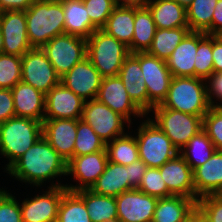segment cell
<instances>
[{
    "instance_id": "52a82bcc",
    "label": "cell",
    "mask_w": 222,
    "mask_h": 222,
    "mask_svg": "<svg viewBox=\"0 0 222 222\" xmlns=\"http://www.w3.org/2000/svg\"><path fill=\"white\" fill-rule=\"evenodd\" d=\"M151 120L169 137L180 151L188 141L202 130L203 117L169 108H152Z\"/></svg>"
},
{
    "instance_id": "e0dca14e",
    "label": "cell",
    "mask_w": 222,
    "mask_h": 222,
    "mask_svg": "<svg viewBox=\"0 0 222 222\" xmlns=\"http://www.w3.org/2000/svg\"><path fill=\"white\" fill-rule=\"evenodd\" d=\"M96 99L124 117L129 124L131 115L137 118L146 116L131 100L118 76L103 78Z\"/></svg>"
},
{
    "instance_id": "5b68a950",
    "label": "cell",
    "mask_w": 222,
    "mask_h": 222,
    "mask_svg": "<svg viewBox=\"0 0 222 222\" xmlns=\"http://www.w3.org/2000/svg\"><path fill=\"white\" fill-rule=\"evenodd\" d=\"M129 55V49L124 43L102 29L95 30L87 39L86 57L103 78L118 76Z\"/></svg>"
},
{
    "instance_id": "f907efd6",
    "label": "cell",
    "mask_w": 222,
    "mask_h": 222,
    "mask_svg": "<svg viewBox=\"0 0 222 222\" xmlns=\"http://www.w3.org/2000/svg\"><path fill=\"white\" fill-rule=\"evenodd\" d=\"M222 34V0H218L212 16V35Z\"/></svg>"
},
{
    "instance_id": "4dcf8cb0",
    "label": "cell",
    "mask_w": 222,
    "mask_h": 222,
    "mask_svg": "<svg viewBox=\"0 0 222 222\" xmlns=\"http://www.w3.org/2000/svg\"><path fill=\"white\" fill-rule=\"evenodd\" d=\"M101 29L128 47L134 35V7L116 6Z\"/></svg>"
},
{
    "instance_id": "11a10c76",
    "label": "cell",
    "mask_w": 222,
    "mask_h": 222,
    "mask_svg": "<svg viewBox=\"0 0 222 222\" xmlns=\"http://www.w3.org/2000/svg\"><path fill=\"white\" fill-rule=\"evenodd\" d=\"M3 53V35H2V31L0 28V54Z\"/></svg>"
},
{
    "instance_id": "c3c4849f",
    "label": "cell",
    "mask_w": 222,
    "mask_h": 222,
    "mask_svg": "<svg viewBox=\"0 0 222 222\" xmlns=\"http://www.w3.org/2000/svg\"><path fill=\"white\" fill-rule=\"evenodd\" d=\"M213 73L222 72V39L212 35Z\"/></svg>"
},
{
    "instance_id": "1f68e13d",
    "label": "cell",
    "mask_w": 222,
    "mask_h": 222,
    "mask_svg": "<svg viewBox=\"0 0 222 222\" xmlns=\"http://www.w3.org/2000/svg\"><path fill=\"white\" fill-rule=\"evenodd\" d=\"M215 151L214 144L202 129L188 141L179 154L194 170L210 159Z\"/></svg>"
},
{
    "instance_id": "60d3db41",
    "label": "cell",
    "mask_w": 222,
    "mask_h": 222,
    "mask_svg": "<svg viewBox=\"0 0 222 222\" xmlns=\"http://www.w3.org/2000/svg\"><path fill=\"white\" fill-rule=\"evenodd\" d=\"M202 129L216 150L222 151V107H211L203 116Z\"/></svg>"
},
{
    "instance_id": "681fc988",
    "label": "cell",
    "mask_w": 222,
    "mask_h": 222,
    "mask_svg": "<svg viewBox=\"0 0 222 222\" xmlns=\"http://www.w3.org/2000/svg\"><path fill=\"white\" fill-rule=\"evenodd\" d=\"M35 0H0V12L3 11H26Z\"/></svg>"
},
{
    "instance_id": "f35d334b",
    "label": "cell",
    "mask_w": 222,
    "mask_h": 222,
    "mask_svg": "<svg viewBox=\"0 0 222 222\" xmlns=\"http://www.w3.org/2000/svg\"><path fill=\"white\" fill-rule=\"evenodd\" d=\"M22 76L21 57L9 54H0V88L12 89Z\"/></svg>"
},
{
    "instance_id": "44dd1931",
    "label": "cell",
    "mask_w": 222,
    "mask_h": 222,
    "mask_svg": "<svg viewBox=\"0 0 222 222\" xmlns=\"http://www.w3.org/2000/svg\"><path fill=\"white\" fill-rule=\"evenodd\" d=\"M195 202L205 195L222 194V151L216 150L204 164L193 170Z\"/></svg>"
},
{
    "instance_id": "6da1fadb",
    "label": "cell",
    "mask_w": 222,
    "mask_h": 222,
    "mask_svg": "<svg viewBox=\"0 0 222 222\" xmlns=\"http://www.w3.org/2000/svg\"><path fill=\"white\" fill-rule=\"evenodd\" d=\"M6 173L18 181L40 187L47 180L49 182L55 177L67 176V162L42 136L6 170Z\"/></svg>"
},
{
    "instance_id": "ba28073f",
    "label": "cell",
    "mask_w": 222,
    "mask_h": 222,
    "mask_svg": "<svg viewBox=\"0 0 222 222\" xmlns=\"http://www.w3.org/2000/svg\"><path fill=\"white\" fill-rule=\"evenodd\" d=\"M60 77L86 58L87 39L70 34H61L41 47Z\"/></svg>"
},
{
    "instance_id": "e575fe53",
    "label": "cell",
    "mask_w": 222,
    "mask_h": 222,
    "mask_svg": "<svg viewBox=\"0 0 222 222\" xmlns=\"http://www.w3.org/2000/svg\"><path fill=\"white\" fill-rule=\"evenodd\" d=\"M132 136L129 132L106 144L108 161L127 166L139 159L136 138Z\"/></svg>"
},
{
    "instance_id": "30bf717a",
    "label": "cell",
    "mask_w": 222,
    "mask_h": 222,
    "mask_svg": "<svg viewBox=\"0 0 222 222\" xmlns=\"http://www.w3.org/2000/svg\"><path fill=\"white\" fill-rule=\"evenodd\" d=\"M81 119L88 123L105 144L125 133L124 124L129 122L97 99L84 102Z\"/></svg>"
},
{
    "instance_id": "ab89813d",
    "label": "cell",
    "mask_w": 222,
    "mask_h": 222,
    "mask_svg": "<svg viewBox=\"0 0 222 222\" xmlns=\"http://www.w3.org/2000/svg\"><path fill=\"white\" fill-rule=\"evenodd\" d=\"M138 190L157 198L173 196L162 179L160 169L154 167L147 168L138 186Z\"/></svg>"
},
{
    "instance_id": "d4e9b609",
    "label": "cell",
    "mask_w": 222,
    "mask_h": 222,
    "mask_svg": "<svg viewBox=\"0 0 222 222\" xmlns=\"http://www.w3.org/2000/svg\"><path fill=\"white\" fill-rule=\"evenodd\" d=\"M90 190L99 195L112 197L129 191L128 165L108 161L104 172Z\"/></svg>"
},
{
    "instance_id": "f546056e",
    "label": "cell",
    "mask_w": 222,
    "mask_h": 222,
    "mask_svg": "<svg viewBox=\"0 0 222 222\" xmlns=\"http://www.w3.org/2000/svg\"><path fill=\"white\" fill-rule=\"evenodd\" d=\"M157 27L148 7L134 8V35L128 46L130 54L147 52L150 48Z\"/></svg>"
},
{
    "instance_id": "836d02e7",
    "label": "cell",
    "mask_w": 222,
    "mask_h": 222,
    "mask_svg": "<svg viewBox=\"0 0 222 222\" xmlns=\"http://www.w3.org/2000/svg\"><path fill=\"white\" fill-rule=\"evenodd\" d=\"M218 0H193L186 8L187 25L191 31L212 35V16Z\"/></svg>"
},
{
    "instance_id": "2e32d148",
    "label": "cell",
    "mask_w": 222,
    "mask_h": 222,
    "mask_svg": "<svg viewBox=\"0 0 222 222\" xmlns=\"http://www.w3.org/2000/svg\"><path fill=\"white\" fill-rule=\"evenodd\" d=\"M103 77L86 57L61 77V83L84 101L96 99Z\"/></svg>"
},
{
    "instance_id": "8992f818",
    "label": "cell",
    "mask_w": 222,
    "mask_h": 222,
    "mask_svg": "<svg viewBox=\"0 0 222 222\" xmlns=\"http://www.w3.org/2000/svg\"><path fill=\"white\" fill-rule=\"evenodd\" d=\"M139 158L147 167L159 168L179 154L169 137L149 118L137 129Z\"/></svg>"
},
{
    "instance_id": "816d5d0a",
    "label": "cell",
    "mask_w": 222,
    "mask_h": 222,
    "mask_svg": "<svg viewBox=\"0 0 222 222\" xmlns=\"http://www.w3.org/2000/svg\"><path fill=\"white\" fill-rule=\"evenodd\" d=\"M151 0H115L116 6L145 8Z\"/></svg>"
},
{
    "instance_id": "cb8c5ba5",
    "label": "cell",
    "mask_w": 222,
    "mask_h": 222,
    "mask_svg": "<svg viewBox=\"0 0 222 222\" xmlns=\"http://www.w3.org/2000/svg\"><path fill=\"white\" fill-rule=\"evenodd\" d=\"M198 32L190 31L166 60L173 77H195Z\"/></svg>"
},
{
    "instance_id": "9c48e42d",
    "label": "cell",
    "mask_w": 222,
    "mask_h": 222,
    "mask_svg": "<svg viewBox=\"0 0 222 222\" xmlns=\"http://www.w3.org/2000/svg\"><path fill=\"white\" fill-rule=\"evenodd\" d=\"M140 63L148 93V114L154 106L162 104L168 95L173 78L166 61L147 52L132 54Z\"/></svg>"
},
{
    "instance_id": "d590c367",
    "label": "cell",
    "mask_w": 222,
    "mask_h": 222,
    "mask_svg": "<svg viewBox=\"0 0 222 222\" xmlns=\"http://www.w3.org/2000/svg\"><path fill=\"white\" fill-rule=\"evenodd\" d=\"M57 222H92L85 202L75 193L67 191L61 199Z\"/></svg>"
},
{
    "instance_id": "ee69618b",
    "label": "cell",
    "mask_w": 222,
    "mask_h": 222,
    "mask_svg": "<svg viewBox=\"0 0 222 222\" xmlns=\"http://www.w3.org/2000/svg\"><path fill=\"white\" fill-rule=\"evenodd\" d=\"M0 222H23L20 203L15 196L0 188Z\"/></svg>"
},
{
    "instance_id": "4fadbf2b",
    "label": "cell",
    "mask_w": 222,
    "mask_h": 222,
    "mask_svg": "<svg viewBox=\"0 0 222 222\" xmlns=\"http://www.w3.org/2000/svg\"><path fill=\"white\" fill-rule=\"evenodd\" d=\"M108 163L107 152L102 150L83 156H74L67 162V175L74 177L79 184L64 187L70 192L91 189Z\"/></svg>"
},
{
    "instance_id": "ffe728a7",
    "label": "cell",
    "mask_w": 222,
    "mask_h": 222,
    "mask_svg": "<svg viewBox=\"0 0 222 222\" xmlns=\"http://www.w3.org/2000/svg\"><path fill=\"white\" fill-rule=\"evenodd\" d=\"M159 169L162 179L173 196L189 197L195 201L193 170L180 154Z\"/></svg>"
},
{
    "instance_id": "7402d4cb",
    "label": "cell",
    "mask_w": 222,
    "mask_h": 222,
    "mask_svg": "<svg viewBox=\"0 0 222 222\" xmlns=\"http://www.w3.org/2000/svg\"><path fill=\"white\" fill-rule=\"evenodd\" d=\"M142 76L143 72L139 61L130 54L123 62L118 77L122 80L126 92L134 104L145 115H148V93Z\"/></svg>"
},
{
    "instance_id": "bcb514c9",
    "label": "cell",
    "mask_w": 222,
    "mask_h": 222,
    "mask_svg": "<svg viewBox=\"0 0 222 222\" xmlns=\"http://www.w3.org/2000/svg\"><path fill=\"white\" fill-rule=\"evenodd\" d=\"M15 116L11 89L0 88V124Z\"/></svg>"
},
{
    "instance_id": "f6af8a7d",
    "label": "cell",
    "mask_w": 222,
    "mask_h": 222,
    "mask_svg": "<svg viewBox=\"0 0 222 222\" xmlns=\"http://www.w3.org/2000/svg\"><path fill=\"white\" fill-rule=\"evenodd\" d=\"M207 98L211 107H222V72L211 74L206 80ZM217 98L216 100L214 98ZM214 99V100H213ZM220 101L216 102V101ZM219 103V104H218Z\"/></svg>"
},
{
    "instance_id": "7c38bea8",
    "label": "cell",
    "mask_w": 222,
    "mask_h": 222,
    "mask_svg": "<svg viewBox=\"0 0 222 222\" xmlns=\"http://www.w3.org/2000/svg\"><path fill=\"white\" fill-rule=\"evenodd\" d=\"M68 190L63 184L51 181L48 191L34 198H26L20 203L23 222H57L58 209L62 196Z\"/></svg>"
},
{
    "instance_id": "f5cc1de1",
    "label": "cell",
    "mask_w": 222,
    "mask_h": 222,
    "mask_svg": "<svg viewBox=\"0 0 222 222\" xmlns=\"http://www.w3.org/2000/svg\"><path fill=\"white\" fill-rule=\"evenodd\" d=\"M184 222H206L204 217L195 209Z\"/></svg>"
},
{
    "instance_id": "603a6c76",
    "label": "cell",
    "mask_w": 222,
    "mask_h": 222,
    "mask_svg": "<svg viewBox=\"0 0 222 222\" xmlns=\"http://www.w3.org/2000/svg\"><path fill=\"white\" fill-rule=\"evenodd\" d=\"M11 91L14 99L15 116L43 122L45 94L22 81L13 87Z\"/></svg>"
},
{
    "instance_id": "277c9868",
    "label": "cell",
    "mask_w": 222,
    "mask_h": 222,
    "mask_svg": "<svg viewBox=\"0 0 222 222\" xmlns=\"http://www.w3.org/2000/svg\"><path fill=\"white\" fill-rule=\"evenodd\" d=\"M41 137L42 122L14 116L1 123L0 154L9 160L4 169L7 170Z\"/></svg>"
},
{
    "instance_id": "b9f144b4",
    "label": "cell",
    "mask_w": 222,
    "mask_h": 222,
    "mask_svg": "<svg viewBox=\"0 0 222 222\" xmlns=\"http://www.w3.org/2000/svg\"><path fill=\"white\" fill-rule=\"evenodd\" d=\"M91 23L101 29L116 7L115 0H83Z\"/></svg>"
},
{
    "instance_id": "3957f363",
    "label": "cell",
    "mask_w": 222,
    "mask_h": 222,
    "mask_svg": "<svg viewBox=\"0 0 222 222\" xmlns=\"http://www.w3.org/2000/svg\"><path fill=\"white\" fill-rule=\"evenodd\" d=\"M153 108H169L203 117L211 108L205 80L197 77H173L166 99Z\"/></svg>"
},
{
    "instance_id": "ac0fdd59",
    "label": "cell",
    "mask_w": 222,
    "mask_h": 222,
    "mask_svg": "<svg viewBox=\"0 0 222 222\" xmlns=\"http://www.w3.org/2000/svg\"><path fill=\"white\" fill-rule=\"evenodd\" d=\"M76 134L77 119H44L42 122V136L66 162L74 157Z\"/></svg>"
},
{
    "instance_id": "7a4b0ae2",
    "label": "cell",
    "mask_w": 222,
    "mask_h": 222,
    "mask_svg": "<svg viewBox=\"0 0 222 222\" xmlns=\"http://www.w3.org/2000/svg\"><path fill=\"white\" fill-rule=\"evenodd\" d=\"M25 15L32 48H41L50 39L65 33L61 0H35Z\"/></svg>"
},
{
    "instance_id": "9a60e30c",
    "label": "cell",
    "mask_w": 222,
    "mask_h": 222,
    "mask_svg": "<svg viewBox=\"0 0 222 222\" xmlns=\"http://www.w3.org/2000/svg\"><path fill=\"white\" fill-rule=\"evenodd\" d=\"M3 53L22 57L32 47L28 40L25 11L0 12Z\"/></svg>"
},
{
    "instance_id": "d6986e66",
    "label": "cell",
    "mask_w": 222,
    "mask_h": 222,
    "mask_svg": "<svg viewBox=\"0 0 222 222\" xmlns=\"http://www.w3.org/2000/svg\"><path fill=\"white\" fill-rule=\"evenodd\" d=\"M84 102L60 83L46 94L44 119H81Z\"/></svg>"
},
{
    "instance_id": "f1b7e54d",
    "label": "cell",
    "mask_w": 222,
    "mask_h": 222,
    "mask_svg": "<svg viewBox=\"0 0 222 222\" xmlns=\"http://www.w3.org/2000/svg\"><path fill=\"white\" fill-rule=\"evenodd\" d=\"M84 202L92 222H117L116 199L90 189L75 192Z\"/></svg>"
},
{
    "instance_id": "5bb4252c",
    "label": "cell",
    "mask_w": 222,
    "mask_h": 222,
    "mask_svg": "<svg viewBox=\"0 0 222 222\" xmlns=\"http://www.w3.org/2000/svg\"><path fill=\"white\" fill-rule=\"evenodd\" d=\"M115 199L117 222H152L159 198L132 189L123 192Z\"/></svg>"
},
{
    "instance_id": "74e56055",
    "label": "cell",
    "mask_w": 222,
    "mask_h": 222,
    "mask_svg": "<svg viewBox=\"0 0 222 222\" xmlns=\"http://www.w3.org/2000/svg\"><path fill=\"white\" fill-rule=\"evenodd\" d=\"M195 59V77L206 80L213 74L212 35L198 32Z\"/></svg>"
},
{
    "instance_id": "83f0119b",
    "label": "cell",
    "mask_w": 222,
    "mask_h": 222,
    "mask_svg": "<svg viewBox=\"0 0 222 222\" xmlns=\"http://www.w3.org/2000/svg\"><path fill=\"white\" fill-rule=\"evenodd\" d=\"M196 209V202L189 197L170 196L159 198L152 222L185 221Z\"/></svg>"
},
{
    "instance_id": "4316f807",
    "label": "cell",
    "mask_w": 222,
    "mask_h": 222,
    "mask_svg": "<svg viewBox=\"0 0 222 222\" xmlns=\"http://www.w3.org/2000/svg\"><path fill=\"white\" fill-rule=\"evenodd\" d=\"M147 7L157 29L188 27L186 9L174 0H151Z\"/></svg>"
},
{
    "instance_id": "db71d44e",
    "label": "cell",
    "mask_w": 222,
    "mask_h": 222,
    "mask_svg": "<svg viewBox=\"0 0 222 222\" xmlns=\"http://www.w3.org/2000/svg\"><path fill=\"white\" fill-rule=\"evenodd\" d=\"M181 6H183L185 9L191 4L193 0H174Z\"/></svg>"
},
{
    "instance_id": "8d00e7d4",
    "label": "cell",
    "mask_w": 222,
    "mask_h": 222,
    "mask_svg": "<svg viewBox=\"0 0 222 222\" xmlns=\"http://www.w3.org/2000/svg\"><path fill=\"white\" fill-rule=\"evenodd\" d=\"M106 144L95 133L91 126L83 121L77 119V134L74 146V156H83L86 154L96 153L106 150Z\"/></svg>"
},
{
    "instance_id": "7dc6e473",
    "label": "cell",
    "mask_w": 222,
    "mask_h": 222,
    "mask_svg": "<svg viewBox=\"0 0 222 222\" xmlns=\"http://www.w3.org/2000/svg\"><path fill=\"white\" fill-rule=\"evenodd\" d=\"M147 168L148 167L140 158L128 165L129 190L138 189Z\"/></svg>"
},
{
    "instance_id": "d6a6232c",
    "label": "cell",
    "mask_w": 222,
    "mask_h": 222,
    "mask_svg": "<svg viewBox=\"0 0 222 222\" xmlns=\"http://www.w3.org/2000/svg\"><path fill=\"white\" fill-rule=\"evenodd\" d=\"M190 31L189 27L157 29L147 53L166 61Z\"/></svg>"
},
{
    "instance_id": "7bdbcfd3",
    "label": "cell",
    "mask_w": 222,
    "mask_h": 222,
    "mask_svg": "<svg viewBox=\"0 0 222 222\" xmlns=\"http://www.w3.org/2000/svg\"><path fill=\"white\" fill-rule=\"evenodd\" d=\"M196 209L206 222H222V194L200 197L196 201Z\"/></svg>"
},
{
    "instance_id": "8fae6325",
    "label": "cell",
    "mask_w": 222,
    "mask_h": 222,
    "mask_svg": "<svg viewBox=\"0 0 222 222\" xmlns=\"http://www.w3.org/2000/svg\"><path fill=\"white\" fill-rule=\"evenodd\" d=\"M21 81L33 86L43 94L61 83V77L46 57L41 48H32L22 57Z\"/></svg>"
},
{
    "instance_id": "484cf974",
    "label": "cell",
    "mask_w": 222,
    "mask_h": 222,
    "mask_svg": "<svg viewBox=\"0 0 222 222\" xmlns=\"http://www.w3.org/2000/svg\"><path fill=\"white\" fill-rule=\"evenodd\" d=\"M64 12L65 34L88 39L97 30L91 23L83 0H61Z\"/></svg>"
}]
</instances>
